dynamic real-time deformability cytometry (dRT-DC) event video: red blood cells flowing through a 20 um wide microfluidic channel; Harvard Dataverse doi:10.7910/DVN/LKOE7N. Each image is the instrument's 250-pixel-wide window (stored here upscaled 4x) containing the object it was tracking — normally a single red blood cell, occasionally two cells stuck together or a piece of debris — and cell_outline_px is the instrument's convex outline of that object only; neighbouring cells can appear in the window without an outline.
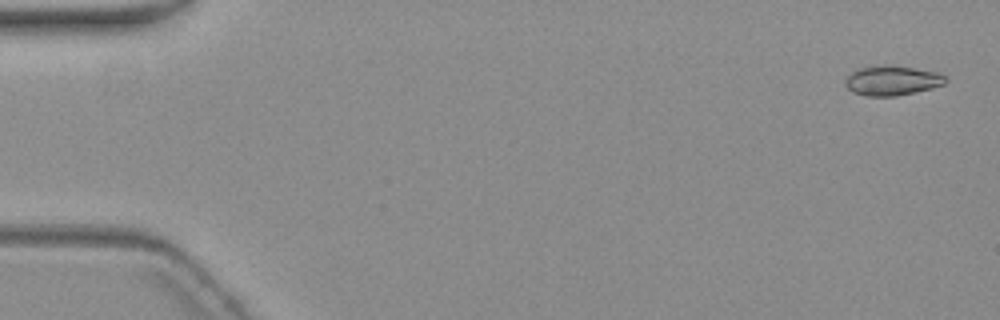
{"species": "common noctule bat (a hibernating species)", "species_latin": "Nyctalus noctula", "temperature_condition": "warm", "stored_images_in_passage": 3, "camera_frame_rate_fps": 3000, "um_per_image_px": 0.085, "animal": {"sex": "female", "body_mass_g": 19.3, "forearm_length_mm": 54.1}, "frame": {"image": 1, "passage_image": 1, "time_ms": 0.0, "image_size_px": [1000, 320], "cell_outline_px": [[948, 80], [944, 84], [932, 88], [896, 96], [868, 96], [852, 92], [844, 84], [844, 80], [852, 72], [860, 68], [912, 68], [936, 72], [944, 76]], "centroid_in_image_um": [75.83, 6.9], "position_along_channel_um": 9.2, "area_um2": 16.47}}